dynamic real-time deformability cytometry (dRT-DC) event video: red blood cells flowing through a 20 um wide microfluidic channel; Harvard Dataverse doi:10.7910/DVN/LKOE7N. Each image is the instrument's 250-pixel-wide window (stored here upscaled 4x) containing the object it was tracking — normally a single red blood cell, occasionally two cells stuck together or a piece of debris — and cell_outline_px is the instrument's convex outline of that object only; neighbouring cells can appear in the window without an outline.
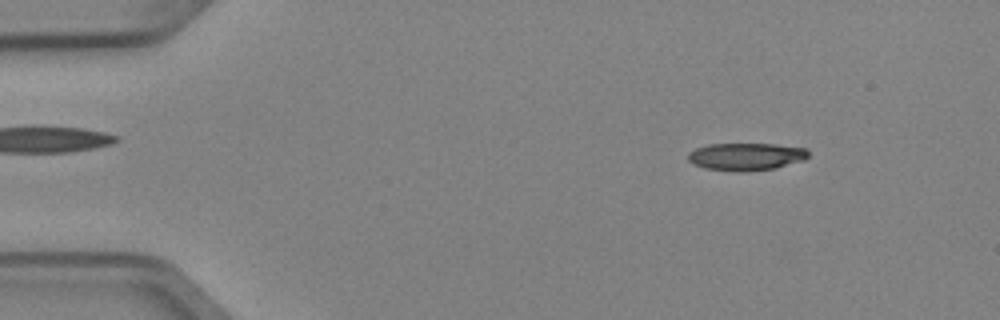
{"species": "Egyptian fruit bat (a non-hibernating species)", "species_latin": "Rousettus aegyptiacus", "temperature_condition": "cold", "stored_images_in_passage": 4, "camera_frame_rate_fps": 3000, "um_per_image_px": 0.085, "animal": {"sex": "female"}, "frame": {"image": 1, "passage_image": 2, "time_ms": 0.333, "image_size_px": [1000, 320], "cell_outline_px": [[808, 156], [804, 160], [776, 168], [744, 172], [740, 172], [704, 168], [688, 160], [688, 152], [696, 148], [708, 144], [776, 144], [808, 148]], "centroid_in_image_um": [63.44, 13.31], "position_along_channel_um": 21.6, "area_um2": 19.36}}
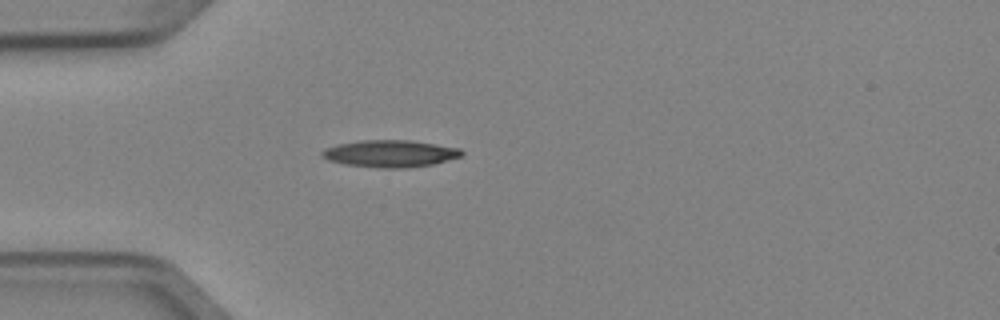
{"frame": {"image": 2, "passage_image": 4, "time_ms": 1.0, "image_size_px": [1000, 320], "cell_outline_px": [[464, 152], [460, 156], [432, 164], [408, 168], [380, 168], [344, 164], [328, 160], [320, 156], [320, 152], [324, 148], [336, 144], [364, 140], [408, 140], [460, 148]], "centroid_in_image_um": [33.1, 13.05], "position_along_channel_um": 51.9, "area_um2": 21.96}}